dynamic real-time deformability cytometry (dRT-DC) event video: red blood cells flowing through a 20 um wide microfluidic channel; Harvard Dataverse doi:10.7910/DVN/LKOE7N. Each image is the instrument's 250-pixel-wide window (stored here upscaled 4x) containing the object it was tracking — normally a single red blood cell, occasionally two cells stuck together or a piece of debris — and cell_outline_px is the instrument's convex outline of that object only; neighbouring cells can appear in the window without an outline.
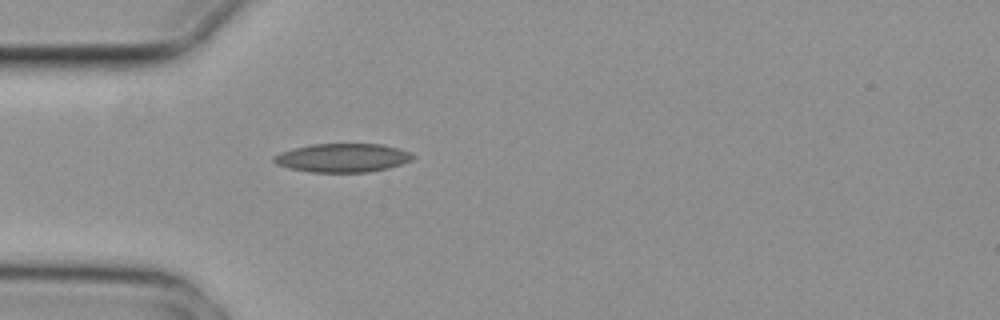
{"species": "common noctule bat (a hibernating species)", "species_latin": "Nyctalus noctula", "temperature_condition": "cold", "stored_images_in_passage": 1, "camera_frame_rate_fps": 3000, "um_per_image_px": 0.085, "animal": {"sex": "female", "body_mass_g": 29.2, "forearm_length_mm": 56.3}, "frame": {"image": 1, "passage_image": 1, "time_ms": 0.0, "image_size_px": [1000, 320], "cell_outline_px": [[416, 156], [412, 160], [388, 168], [368, 172], [308, 172], [288, 168], [276, 164], [272, 160], [272, 156], [280, 152], [292, 148], [312, 144], [384, 144], [400, 148], [412, 152]], "centroid_in_image_um": [29.12, 13.41], "position_along_channel_um": 55.9, "area_um2": 23.52}}